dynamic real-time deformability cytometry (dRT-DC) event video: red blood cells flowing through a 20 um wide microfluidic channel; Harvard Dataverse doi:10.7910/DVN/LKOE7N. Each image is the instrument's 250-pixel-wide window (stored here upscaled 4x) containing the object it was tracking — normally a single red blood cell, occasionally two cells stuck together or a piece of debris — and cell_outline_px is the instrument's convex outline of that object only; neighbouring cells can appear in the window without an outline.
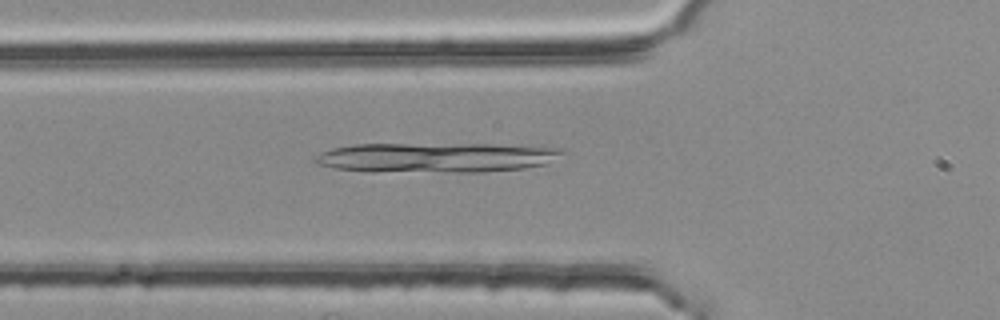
{"species": "common noctule bat (a hibernating species)", "species_latin": "Nyctalus noctula", "temperature_condition": "room temperature", "stored_images_in_passage": 35, "camera_frame_rate_fps": 3000, "um_per_image_px": 0.085, "animal": {"sex": "female", "body_mass_g": 25.1}, "frame": {"image": 1, "passage_image": 6, "time_ms": 1.667, "image_size_px": [1000, 320], "cell_outline_px": [[568, 152], [548, 164], [524, 168], [488, 172], [444, 172], [332, 168], [316, 164], [312, 160], [320, 152], [332, 148], [352, 144], [532, 144], [564, 148]], "centroid_in_image_um": [37.31, 13.35], "position_along_channel_um": 88.5, "area_um2": 43.47}}
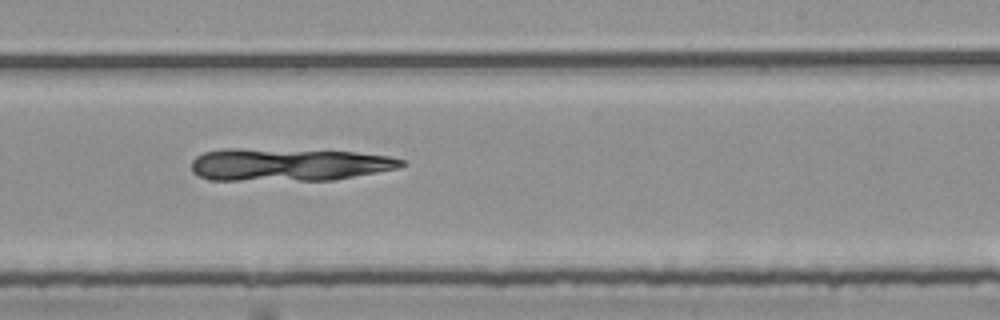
{"frame": {"image": 2, "passage_image": 20, "time_ms": 6.333, "image_size_px": [1000, 320], "cell_outline_px": [[404, 164], [400, 168], [332, 180], [212, 180], [196, 176], [192, 172], [192, 160], [196, 156], [204, 152], [224, 148], [240, 148], [356, 152], [392, 156], [404, 160]], "centroid_in_image_um": [24.51, 13.99], "position_along_channel_um": 264.5, "area_um2": 40.23}}
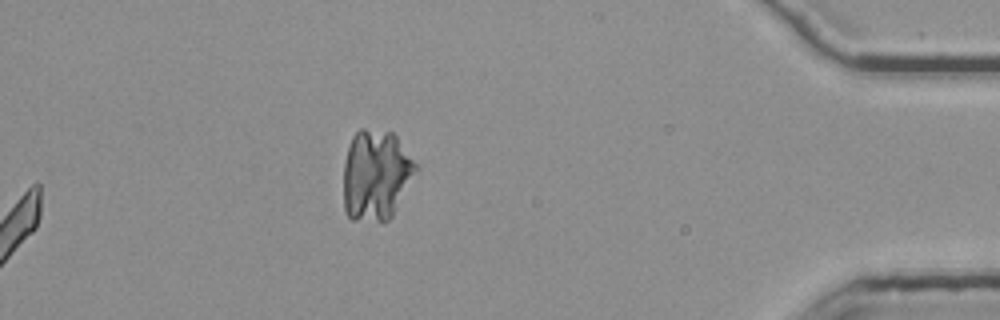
{"frame": {"image": 3, "passage_image": 35, "time_ms": 11.333, "image_size_px": [1000, 320], "cell_outline_px": [[416, 168], [392, 216], [388, 220], [352, 220], [348, 216], [344, 208], [344, 164], [348, 148], [352, 136], [360, 128], [364, 128], [392, 132], [396, 136], [416, 164]], "centroid_in_image_um": [31.91, 14.86], "position_along_channel_um": 403.3, "area_um2": 37.45}}